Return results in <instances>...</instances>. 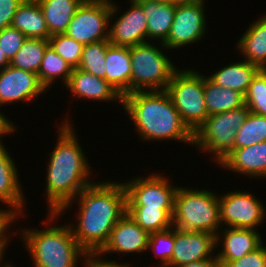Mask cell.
I'll list each match as a JSON object with an SVG mask.
<instances>
[{
	"mask_svg": "<svg viewBox=\"0 0 266 267\" xmlns=\"http://www.w3.org/2000/svg\"><path fill=\"white\" fill-rule=\"evenodd\" d=\"M75 198L80 205L78 223L71 226L74 238L87 254H97L126 214V189L119 181L98 182L85 187Z\"/></svg>",
	"mask_w": 266,
	"mask_h": 267,
	"instance_id": "1",
	"label": "cell"
},
{
	"mask_svg": "<svg viewBox=\"0 0 266 267\" xmlns=\"http://www.w3.org/2000/svg\"><path fill=\"white\" fill-rule=\"evenodd\" d=\"M60 126L57 132L59 138L47 167L46 196L50 214L45 222L48 223L68 209L85 187L94 183L87 179L90 177V166L73 126L67 119Z\"/></svg>",
	"mask_w": 266,
	"mask_h": 267,
	"instance_id": "2",
	"label": "cell"
},
{
	"mask_svg": "<svg viewBox=\"0 0 266 267\" xmlns=\"http://www.w3.org/2000/svg\"><path fill=\"white\" fill-rule=\"evenodd\" d=\"M142 139L178 140L193 144V133L182 121L168 93L137 91L123 96L122 104Z\"/></svg>",
	"mask_w": 266,
	"mask_h": 267,
	"instance_id": "3",
	"label": "cell"
},
{
	"mask_svg": "<svg viewBox=\"0 0 266 267\" xmlns=\"http://www.w3.org/2000/svg\"><path fill=\"white\" fill-rule=\"evenodd\" d=\"M22 233L35 267H77L79 257L86 258L87 253L74 238L70 225L24 229Z\"/></svg>",
	"mask_w": 266,
	"mask_h": 267,
	"instance_id": "4",
	"label": "cell"
},
{
	"mask_svg": "<svg viewBox=\"0 0 266 267\" xmlns=\"http://www.w3.org/2000/svg\"><path fill=\"white\" fill-rule=\"evenodd\" d=\"M211 191L178 187L172 225L182 231L213 233L219 246L222 240L218 231L221 225L219 196Z\"/></svg>",
	"mask_w": 266,
	"mask_h": 267,
	"instance_id": "5",
	"label": "cell"
},
{
	"mask_svg": "<svg viewBox=\"0 0 266 267\" xmlns=\"http://www.w3.org/2000/svg\"><path fill=\"white\" fill-rule=\"evenodd\" d=\"M150 42L129 47L131 56V93L163 91L178 70L161 50Z\"/></svg>",
	"mask_w": 266,
	"mask_h": 267,
	"instance_id": "6",
	"label": "cell"
},
{
	"mask_svg": "<svg viewBox=\"0 0 266 267\" xmlns=\"http://www.w3.org/2000/svg\"><path fill=\"white\" fill-rule=\"evenodd\" d=\"M205 76L193 69L177 70L165 91L184 124L194 134L209 116L204 99Z\"/></svg>",
	"mask_w": 266,
	"mask_h": 267,
	"instance_id": "7",
	"label": "cell"
},
{
	"mask_svg": "<svg viewBox=\"0 0 266 267\" xmlns=\"http://www.w3.org/2000/svg\"><path fill=\"white\" fill-rule=\"evenodd\" d=\"M249 108L244 105L235 110L208 116L193 134V144L205 152H211L220 165V161L233 149L237 130L244 123Z\"/></svg>",
	"mask_w": 266,
	"mask_h": 267,
	"instance_id": "8",
	"label": "cell"
},
{
	"mask_svg": "<svg viewBox=\"0 0 266 267\" xmlns=\"http://www.w3.org/2000/svg\"><path fill=\"white\" fill-rule=\"evenodd\" d=\"M116 10H119L117 4L111 0H85L72 17L65 34L83 45L108 40L107 27Z\"/></svg>",
	"mask_w": 266,
	"mask_h": 267,
	"instance_id": "9",
	"label": "cell"
},
{
	"mask_svg": "<svg viewBox=\"0 0 266 267\" xmlns=\"http://www.w3.org/2000/svg\"><path fill=\"white\" fill-rule=\"evenodd\" d=\"M168 180L156 173L124 182L126 208L174 209L178 187L170 185Z\"/></svg>",
	"mask_w": 266,
	"mask_h": 267,
	"instance_id": "10",
	"label": "cell"
},
{
	"mask_svg": "<svg viewBox=\"0 0 266 267\" xmlns=\"http://www.w3.org/2000/svg\"><path fill=\"white\" fill-rule=\"evenodd\" d=\"M219 196L221 225L255 230L264 221V205L252 193L237 190Z\"/></svg>",
	"mask_w": 266,
	"mask_h": 267,
	"instance_id": "11",
	"label": "cell"
},
{
	"mask_svg": "<svg viewBox=\"0 0 266 267\" xmlns=\"http://www.w3.org/2000/svg\"><path fill=\"white\" fill-rule=\"evenodd\" d=\"M204 0L176 5L174 20L167 41L162 45L176 49L200 41L206 34Z\"/></svg>",
	"mask_w": 266,
	"mask_h": 267,
	"instance_id": "12",
	"label": "cell"
},
{
	"mask_svg": "<svg viewBox=\"0 0 266 267\" xmlns=\"http://www.w3.org/2000/svg\"><path fill=\"white\" fill-rule=\"evenodd\" d=\"M45 90L36 73L11 65L0 70V106L18 101L31 102Z\"/></svg>",
	"mask_w": 266,
	"mask_h": 267,
	"instance_id": "13",
	"label": "cell"
},
{
	"mask_svg": "<svg viewBox=\"0 0 266 267\" xmlns=\"http://www.w3.org/2000/svg\"><path fill=\"white\" fill-rule=\"evenodd\" d=\"M216 246V235L208 232L182 231L175 228V246L170 267L197 262L205 259H217L211 255ZM213 251V252H211Z\"/></svg>",
	"mask_w": 266,
	"mask_h": 267,
	"instance_id": "14",
	"label": "cell"
},
{
	"mask_svg": "<svg viewBox=\"0 0 266 267\" xmlns=\"http://www.w3.org/2000/svg\"><path fill=\"white\" fill-rule=\"evenodd\" d=\"M147 29V18L142 7L135 0H131L130 9L109 27L108 40L115 46L139 45L148 42Z\"/></svg>",
	"mask_w": 266,
	"mask_h": 267,
	"instance_id": "15",
	"label": "cell"
},
{
	"mask_svg": "<svg viewBox=\"0 0 266 267\" xmlns=\"http://www.w3.org/2000/svg\"><path fill=\"white\" fill-rule=\"evenodd\" d=\"M149 233L126 213L112 229L109 239L97 255L135 253L147 250Z\"/></svg>",
	"mask_w": 266,
	"mask_h": 267,
	"instance_id": "16",
	"label": "cell"
},
{
	"mask_svg": "<svg viewBox=\"0 0 266 267\" xmlns=\"http://www.w3.org/2000/svg\"><path fill=\"white\" fill-rule=\"evenodd\" d=\"M220 164L247 177H266V141L233 149Z\"/></svg>",
	"mask_w": 266,
	"mask_h": 267,
	"instance_id": "17",
	"label": "cell"
},
{
	"mask_svg": "<svg viewBox=\"0 0 266 267\" xmlns=\"http://www.w3.org/2000/svg\"><path fill=\"white\" fill-rule=\"evenodd\" d=\"M73 95L84 99L110 101L115 100L122 103L123 97L105 79L74 68L66 84Z\"/></svg>",
	"mask_w": 266,
	"mask_h": 267,
	"instance_id": "18",
	"label": "cell"
},
{
	"mask_svg": "<svg viewBox=\"0 0 266 267\" xmlns=\"http://www.w3.org/2000/svg\"><path fill=\"white\" fill-rule=\"evenodd\" d=\"M225 228L221 232L224 235V239L221 241L222 251L216 255L220 267L230 261L242 258L263 244L259 232L254 229Z\"/></svg>",
	"mask_w": 266,
	"mask_h": 267,
	"instance_id": "19",
	"label": "cell"
},
{
	"mask_svg": "<svg viewBox=\"0 0 266 267\" xmlns=\"http://www.w3.org/2000/svg\"><path fill=\"white\" fill-rule=\"evenodd\" d=\"M105 80L123 97L131 93V56L129 47L109 44L105 56Z\"/></svg>",
	"mask_w": 266,
	"mask_h": 267,
	"instance_id": "20",
	"label": "cell"
},
{
	"mask_svg": "<svg viewBox=\"0 0 266 267\" xmlns=\"http://www.w3.org/2000/svg\"><path fill=\"white\" fill-rule=\"evenodd\" d=\"M5 146L0 144V200L8 204V208L11 207L18 217L23 211L24 195L23 190L18 179V170L15 167L13 158L4 148Z\"/></svg>",
	"mask_w": 266,
	"mask_h": 267,
	"instance_id": "21",
	"label": "cell"
},
{
	"mask_svg": "<svg viewBox=\"0 0 266 267\" xmlns=\"http://www.w3.org/2000/svg\"><path fill=\"white\" fill-rule=\"evenodd\" d=\"M143 9L147 18V38L161 39L163 45L168 38L174 20L176 5L159 3L152 0H135ZM158 38V39H157Z\"/></svg>",
	"mask_w": 266,
	"mask_h": 267,
	"instance_id": "22",
	"label": "cell"
},
{
	"mask_svg": "<svg viewBox=\"0 0 266 267\" xmlns=\"http://www.w3.org/2000/svg\"><path fill=\"white\" fill-rule=\"evenodd\" d=\"M11 27L22 32L27 38L48 40L51 37L37 0L23 1L14 14Z\"/></svg>",
	"mask_w": 266,
	"mask_h": 267,
	"instance_id": "23",
	"label": "cell"
},
{
	"mask_svg": "<svg viewBox=\"0 0 266 267\" xmlns=\"http://www.w3.org/2000/svg\"><path fill=\"white\" fill-rule=\"evenodd\" d=\"M238 40V49L244 60L266 69V15L255 20Z\"/></svg>",
	"mask_w": 266,
	"mask_h": 267,
	"instance_id": "24",
	"label": "cell"
},
{
	"mask_svg": "<svg viewBox=\"0 0 266 267\" xmlns=\"http://www.w3.org/2000/svg\"><path fill=\"white\" fill-rule=\"evenodd\" d=\"M260 70L255 64H251L246 60L235 62L228 66H224L215 71L211 76H207L213 83L223 88L232 89L240 92L243 96L246 94L253 77Z\"/></svg>",
	"mask_w": 266,
	"mask_h": 267,
	"instance_id": "25",
	"label": "cell"
},
{
	"mask_svg": "<svg viewBox=\"0 0 266 267\" xmlns=\"http://www.w3.org/2000/svg\"><path fill=\"white\" fill-rule=\"evenodd\" d=\"M85 0H37L50 36L64 34L77 9Z\"/></svg>",
	"mask_w": 266,
	"mask_h": 267,
	"instance_id": "26",
	"label": "cell"
},
{
	"mask_svg": "<svg viewBox=\"0 0 266 267\" xmlns=\"http://www.w3.org/2000/svg\"><path fill=\"white\" fill-rule=\"evenodd\" d=\"M204 99L208 115L235 110L245 105L244 96L232 89L213 83L207 76L204 81Z\"/></svg>",
	"mask_w": 266,
	"mask_h": 267,
	"instance_id": "27",
	"label": "cell"
},
{
	"mask_svg": "<svg viewBox=\"0 0 266 267\" xmlns=\"http://www.w3.org/2000/svg\"><path fill=\"white\" fill-rule=\"evenodd\" d=\"M48 47V40L26 38L23 45L10 60V65L18 69L38 74L45 50Z\"/></svg>",
	"mask_w": 266,
	"mask_h": 267,
	"instance_id": "28",
	"label": "cell"
},
{
	"mask_svg": "<svg viewBox=\"0 0 266 267\" xmlns=\"http://www.w3.org/2000/svg\"><path fill=\"white\" fill-rule=\"evenodd\" d=\"M126 213L149 234L173 226L174 209L126 208Z\"/></svg>",
	"mask_w": 266,
	"mask_h": 267,
	"instance_id": "29",
	"label": "cell"
},
{
	"mask_svg": "<svg viewBox=\"0 0 266 267\" xmlns=\"http://www.w3.org/2000/svg\"><path fill=\"white\" fill-rule=\"evenodd\" d=\"M73 68L50 46L45 50L41 66L38 71L40 83L47 89L59 76L67 84ZM62 75V76H61ZM54 80V81H53Z\"/></svg>",
	"mask_w": 266,
	"mask_h": 267,
	"instance_id": "30",
	"label": "cell"
},
{
	"mask_svg": "<svg viewBox=\"0 0 266 267\" xmlns=\"http://www.w3.org/2000/svg\"><path fill=\"white\" fill-rule=\"evenodd\" d=\"M266 141V116L249 112L237 130L234 149L244 148Z\"/></svg>",
	"mask_w": 266,
	"mask_h": 267,
	"instance_id": "31",
	"label": "cell"
},
{
	"mask_svg": "<svg viewBox=\"0 0 266 267\" xmlns=\"http://www.w3.org/2000/svg\"><path fill=\"white\" fill-rule=\"evenodd\" d=\"M109 40L84 45L79 69L105 79V56Z\"/></svg>",
	"mask_w": 266,
	"mask_h": 267,
	"instance_id": "32",
	"label": "cell"
},
{
	"mask_svg": "<svg viewBox=\"0 0 266 267\" xmlns=\"http://www.w3.org/2000/svg\"><path fill=\"white\" fill-rule=\"evenodd\" d=\"M244 103L250 112L266 116V69H260L253 77L244 95Z\"/></svg>",
	"mask_w": 266,
	"mask_h": 267,
	"instance_id": "33",
	"label": "cell"
},
{
	"mask_svg": "<svg viewBox=\"0 0 266 267\" xmlns=\"http://www.w3.org/2000/svg\"><path fill=\"white\" fill-rule=\"evenodd\" d=\"M173 227V228H172ZM175 246V227L149 234L147 249H153L160 258L159 266L169 267ZM156 248V249H155ZM155 249V250H154ZM161 264V265H160Z\"/></svg>",
	"mask_w": 266,
	"mask_h": 267,
	"instance_id": "34",
	"label": "cell"
},
{
	"mask_svg": "<svg viewBox=\"0 0 266 267\" xmlns=\"http://www.w3.org/2000/svg\"><path fill=\"white\" fill-rule=\"evenodd\" d=\"M49 46L61 56L71 67L78 68L84 45L70 38L68 35L57 34L48 39Z\"/></svg>",
	"mask_w": 266,
	"mask_h": 267,
	"instance_id": "35",
	"label": "cell"
},
{
	"mask_svg": "<svg viewBox=\"0 0 266 267\" xmlns=\"http://www.w3.org/2000/svg\"><path fill=\"white\" fill-rule=\"evenodd\" d=\"M26 38L22 32L13 27L4 28L0 30V49L11 60L23 45Z\"/></svg>",
	"mask_w": 266,
	"mask_h": 267,
	"instance_id": "36",
	"label": "cell"
},
{
	"mask_svg": "<svg viewBox=\"0 0 266 267\" xmlns=\"http://www.w3.org/2000/svg\"><path fill=\"white\" fill-rule=\"evenodd\" d=\"M223 267H266V247L262 244L256 250L226 263Z\"/></svg>",
	"mask_w": 266,
	"mask_h": 267,
	"instance_id": "37",
	"label": "cell"
},
{
	"mask_svg": "<svg viewBox=\"0 0 266 267\" xmlns=\"http://www.w3.org/2000/svg\"><path fill=\"white\" fill-rule=\"evenodd\" d=\"M24 0H0V30L11 27L14 14Z\"/></svg>",
	"mask_w": 266,
	"mask_h": 267,
	"instance_id": "38",
	"label": "cell"
},
{
	"mask_svg": "<svg viewBox=\"0 0 266 267\" xmlns=\"http://www.w3.org/2000/svg\"><path fill=\"white\" fill-rule=\"evenodd\" d=\"M18 213H16L14 210H1L0 209V242H8L6 229L9 227L10 224L15 221V218L17 217Z\"/></svg>",
	"mask_w": 266,
	"mask_h": 267,
	"instance_id": "39",
	"label": "cell"
},
{
	"mask_svg": "<svg viewBox=\"0 0 266 267\" xmlns=\"http://www.w3.org/2000/svg\"><path fill=\"white\" fill-rule=\"evenodd\" d=\"M97 254H87L86 259L84 258L83 263H85L86 267H129V264H120L112 261L100 260ZM98 258V259H97Z\"/></svg>",
	"mask_w": 266,
	"mask_h": 267,
	"instance_id": "40",
	"label": "cell"
},
{
	"mask_svg": "<svg viewBox=\"0 0 266 267\" xmlns=\"http://www.w3.org/2000/svg\"><path fill=\"white\" fill-rule=\"evenodd\" d=\"M15 126L12 124V122L6 118V115L2 114L0 111V137L3 135H7L10 133H14L15 131ZM3 134V135H2ZM2 143L1 138H0V144Z\"/></svg>",
	"mask_w": 266,
	"mask_h": 267,
	"instance_id": "41",
	"label": "cell"
},
{
	"mask_svg": "<svg viewBox=\"0 0 266 267\" xmlns=\"http://www.w3.org/2000/svg\"><path fill=\"white\" fill-rule=\"evenodd\" d=\"M180 267H220L217 259H205L197 262H191Z\"/></svg>",
	"mask_w": 266,
	"mask_h": 267,
	"instance_id": "42",
	"label": "cell"
},
{
	"mask_svg": "<svg viewBox=\"0 0 266 267\" xmlns=\"http://www.w3.org/2000/svg\"><path fill=\"white\" fill-rule=\"evenodd\" d=\"M10 65V60L6 57L5 53L0 49V70H3Z\"/></svg>",
	"mask_w": 266,
	"mask_h": 267,
	"instance_id": "43",
	"label": "cell"
},
{
	"mask_svg": "<svg viewBox=\"0 0 266 267\" xmlns=\"http://www.w3.org/2000/svg\"><path fill=\"white\" fill-rule=\"evenodd\" d=\"M7 243L8 242H0V263L2 262V260L1 259H3L2 257H3V254H5V251L4 250H6L5 248H6V246L8 247V245H7ZM2 265V266H1ZM11 265L8 263H6L5 265H3V264H0V267H10Z\"/></svg>",
	"mask_w": 266,
	"mask_h": 267,
	"instance_id": "44",
	"label": "cell"
},
{
	"mask_svg": "<svg viewBox=\"0 0 266 267\" xmlns=\"http://www.w3.org/2000/svg\"><path fill=\"white\" fill-rule=\"evenodd\" d=\"M201 0H171V4L179 5V4H191Z\"/></svg>",
	"mask_w": 266,
	"mask_h": 267,
	"instance_id": "45",
	"label": "cell"
},
{
	"mask_svg": "<svg viewBox=\"0 0 266 267\" xmlns=\"http://www.w3.org/2000/svg\"><path fill=\"white\" fill-rule=\"evenodd\" d=\"M152 1H156L159 3H171V0H152Z\"/></svg>",
	"mask_w": 266,
	"mask_h": 267,
	"instance_id": "46",
	"label": "cell"
}]
</instances>
